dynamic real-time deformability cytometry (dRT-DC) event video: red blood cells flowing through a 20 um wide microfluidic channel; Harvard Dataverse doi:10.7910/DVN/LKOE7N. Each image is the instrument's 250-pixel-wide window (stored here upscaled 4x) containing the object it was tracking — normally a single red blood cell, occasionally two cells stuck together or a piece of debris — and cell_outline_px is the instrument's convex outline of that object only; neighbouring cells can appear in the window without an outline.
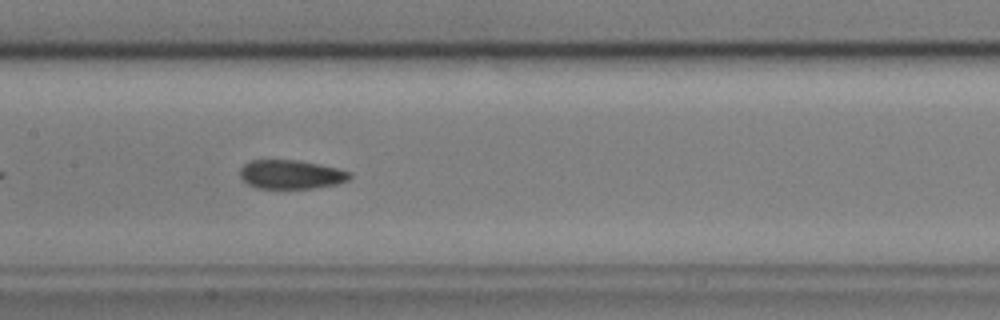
{"species": "common noctule bat (a hibernating species)", "species_latin": "Nyctalus noctula", "temperature_condition": "cold", "stored_images_in_passage": 42, "camera_frame_rate_fps": 3000, "um_per_image_px": 0.085, "animal": {"sex": "male", "body_mass_g": 17.9, "forearm_length_mm": 54.2}, "frame": {"image": 1, "passage_image": 13, "time_ms": 4.0, "image_size_px": [1000, 320], "cell_outline_px": [[352, 176], [348, 180], [336, 184], [312, 188], [256, 188], [248, 184], [240, 176], [240, 168], [244, 164], [252, 160], [300, 160], [320, 164], [352, 172]], "centroid_in_image_um": [24.75, 14.82], "position_along_channel_um": 182.7, "area_um2": 18.5}, "authors_computed_cell_mechanics": {"area_um2": 18.785, "velocity_mm_per_s": 3.6042, "shape_relaxation_time_tau1_ms": 9.835, "shape_relaxation_time_tau2_ms": 3.1118, "deformation_change_tau1": 0.1255, "deformation_change_tau2": 0.0877}}